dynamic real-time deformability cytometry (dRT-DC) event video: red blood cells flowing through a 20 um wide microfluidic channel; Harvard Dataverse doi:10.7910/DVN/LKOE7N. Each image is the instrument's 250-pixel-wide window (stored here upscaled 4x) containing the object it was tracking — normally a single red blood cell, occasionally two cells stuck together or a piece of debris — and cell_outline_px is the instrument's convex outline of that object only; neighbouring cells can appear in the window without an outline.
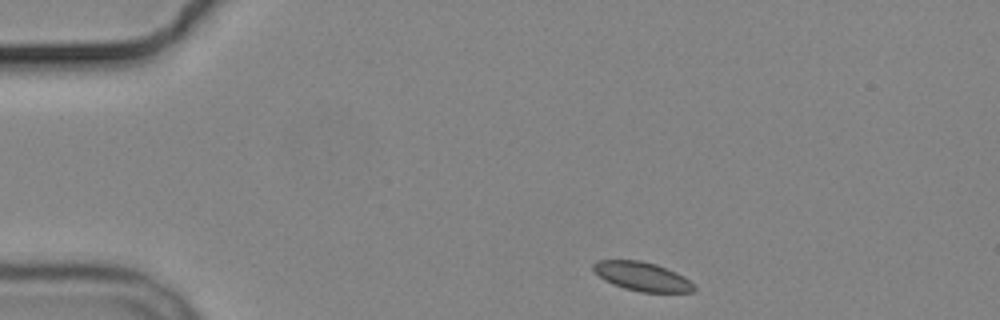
{"species": "common noctule bat (a hibernating species)", "species_latin": "Nyctalus noctula", "temperature_condition": "cold", "stored_images_in_passage": 3, "camera_frame_rate_fps": 3000, "um_per_image_px": 0.085, "animal": {"sex": "male", "body_mass_g": 19.2, "forearm_length_mm": 51.8}, "frame": {"image": 1, "passage_image": 1, "time_ms": 0.0, "image_size_px": [1000, 320], "cell_outline_px": [[696, 288], [692, 292], [640, 292], [624, 288], [612, 284], [604, 280], [592, 268], [592, 264], [596, 260], [640, 260], [656, 264], [676, 272], [684, 276]], "centroid_in_image_um": [54.56, 23.49], "position_along_channel_um": 30.4, "area_um2": 16.94}}